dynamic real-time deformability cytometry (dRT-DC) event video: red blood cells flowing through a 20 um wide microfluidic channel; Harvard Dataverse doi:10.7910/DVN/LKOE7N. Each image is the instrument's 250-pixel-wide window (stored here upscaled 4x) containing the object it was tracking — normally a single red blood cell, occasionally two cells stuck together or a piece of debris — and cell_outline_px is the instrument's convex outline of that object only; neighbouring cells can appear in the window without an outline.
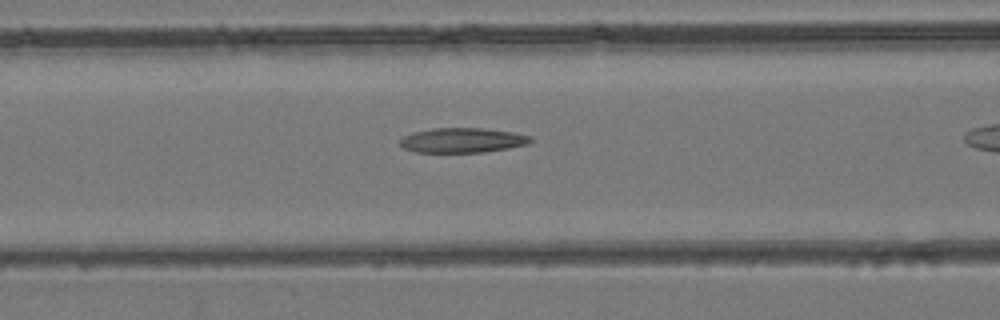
{"species": "common noctule bat (a hibernating species)", "species_latin": "Nyctalus noctula", "temperature_condition": "room temperature", "stored_images_in_passage": 30, "camera_frame_rate_fps": 3000, "um_per_image_px": 0.085, "animal": {"sex": "female", "body_mass_g": 24.6, "forearm_length_mm": 56.2}, "frame": {"image": 1, "passage_image": 17, "time_ms": 5.333, "image_size_px": [1000, 320], "cell_outline_px": [[532, 140], [528, 144], [508, 148], [484, 152], [416, 152], [404, 148], [400, 144], [400, 140], [404, 136], [416, 132], [432, 128], [484, 128], [512, 132], [532, 136]], "centroid_in_image_um": [39.33, 11.92], "position_along_channel_um": 127.3, "area_um2": 18.73}}
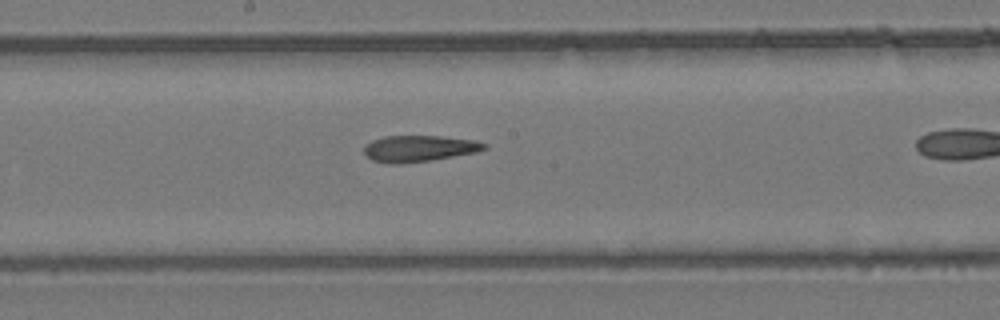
{"frame": {"image": 2, "passage_image": 23, "time_ms": 7.333, "image_size_px": [1000, 320], "cell_outline_px": [[488, 148], [476, 152], [428, 160], [400, 164], [392, 164], [372, 160], [364, 152], [364, 144], [372, 140], [384, 136], [440, 136], [476, 140], [488, 144]], "centroid_in_image_um": [35.62, 12.61], "position_along_channel_um": 212.6, "area_um2": 18.38}}
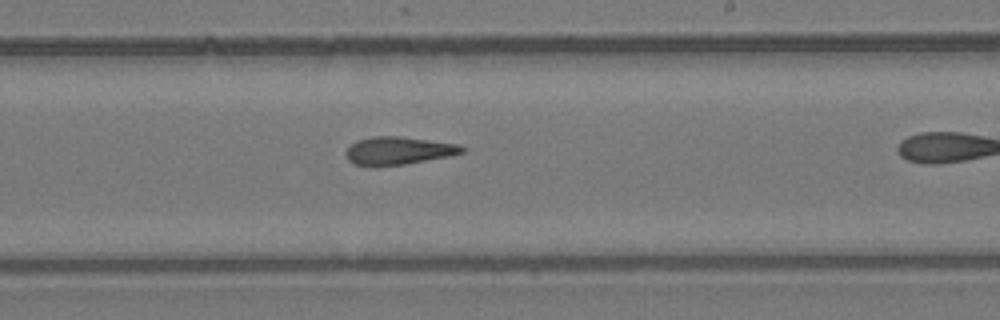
{"frame": {"image": 3, "passage_image": 26, "time_ms": 8.333, "image_size_px": [1000, 320], "cell_outline_px": [[464, 152], [448, 156], [404, 164], [376, 168], [372, 168], [356, 164], [348, 160], [344, 152], [352, 144], [360, 140], [372, 136], [400, 136], [460, 144], [464, 148]], "centroid_in_image_um": [33.83, 12.82], "position_along_channel_um": 255.2, "area_um2": 19.02}}